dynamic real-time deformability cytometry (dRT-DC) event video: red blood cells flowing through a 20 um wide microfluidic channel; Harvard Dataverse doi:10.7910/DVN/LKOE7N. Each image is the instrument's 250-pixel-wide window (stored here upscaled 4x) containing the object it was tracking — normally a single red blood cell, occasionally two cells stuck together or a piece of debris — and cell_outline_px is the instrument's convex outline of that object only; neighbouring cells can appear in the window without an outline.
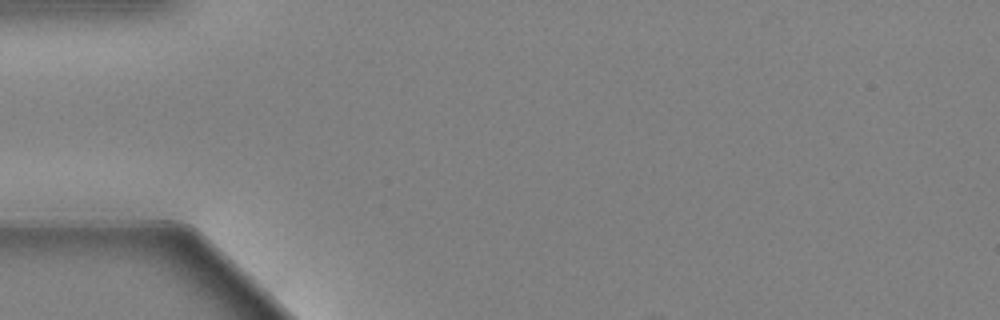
{"species": "Egyptian fruit bat (a non-hibernating species)", "species_latin": "Rousettus aegyptiacus", "temperature_condition": "warm", "stored_images_in_passage": 3, "camera_frame_rate_fps": 3000, "um_per_image_px": 0.085, "animal": {"sex": "female"}, "frame": {"image": 1, "passage_image": 1, "time_ms": 0.0, "image_size_px": [1000, 320], "cell_outline_px": [[152, 16], [120, 28], [56, 32], [44, 32], [28, 24], [28, 20], [32, 16]], "centroid_in_image_um": [6.91, 1.93], "position_along_channel_um": 78.1, "area_um2": 10.58}}